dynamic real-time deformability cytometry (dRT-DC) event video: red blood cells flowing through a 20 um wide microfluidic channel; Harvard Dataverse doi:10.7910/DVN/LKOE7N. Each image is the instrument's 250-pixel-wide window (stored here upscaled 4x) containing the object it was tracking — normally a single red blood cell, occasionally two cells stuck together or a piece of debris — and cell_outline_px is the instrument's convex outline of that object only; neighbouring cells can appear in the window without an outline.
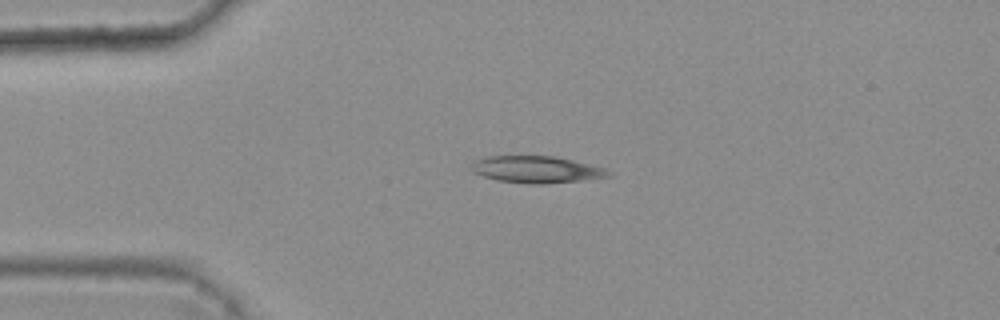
{"species": "common noctule bat (a hibernating species)", "species_latin": "Nyctalus noctula", "temperature_condition": "warm", "stored_images_in_passage": 1, "camera_frame_rate_fps": 3000, "um_per_image_px": 0.085, "animal": {"sex": "female", "body_mass_g": 25.1}, "frame": {"image": 1, "passage_image": 1, "time_ms": 0.0, "image_size_px": [1000, 320], "cell_outline_px": [[612, 176], [580, 180], [544, 184], [532, 184], [500, 180], [484, 176], [472, 172], [472, 168], [476, 160], [488, 156], [556, 156], [604, 168], [612, 172]], "centroid_in_image_um": [45.63, 14.4], "position_along_channel_um": 39.4, "area_um2": 21.1}}